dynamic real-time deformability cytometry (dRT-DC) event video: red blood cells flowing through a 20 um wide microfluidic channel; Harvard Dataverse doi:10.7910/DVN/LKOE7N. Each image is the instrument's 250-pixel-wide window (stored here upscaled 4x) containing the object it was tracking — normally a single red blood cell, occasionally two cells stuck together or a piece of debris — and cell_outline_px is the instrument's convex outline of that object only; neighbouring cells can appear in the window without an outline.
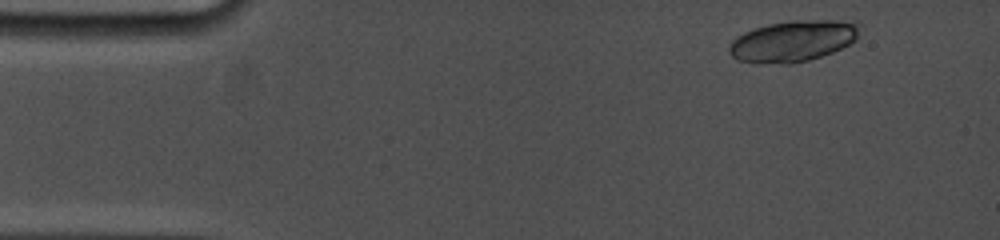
{"species": "common noctule bat (a hibernating species)", "species_latin": "Nyctalus noctula", "temperature_condition": "cold", "stored_images_in_passage": 6, "camera_frame_rate_fps": 5000, "um_per_image_px": 0.085, "animal": {"sex": "female", "body_mass_g": 19.0, "forearm_length_mm": 53.3}, "frame": {"image": 1, "passage_image": 1, "time_ms": 0.0, "image_size_px": [1000, 240], "cell_outline_px": [[860, 24], [856, 40], [832, 52], [808, 60], [792, 64], [756, 64], [736, 60], [728, 52], [728, 48], [732, 40], [736, 36], [744, 32], [768, 24], [792, 20], [856, 20]], "centroid_in_image_um": [67.39, 3.49], "position_along_channel_um": 17.6, "area_um2": 31.73}}